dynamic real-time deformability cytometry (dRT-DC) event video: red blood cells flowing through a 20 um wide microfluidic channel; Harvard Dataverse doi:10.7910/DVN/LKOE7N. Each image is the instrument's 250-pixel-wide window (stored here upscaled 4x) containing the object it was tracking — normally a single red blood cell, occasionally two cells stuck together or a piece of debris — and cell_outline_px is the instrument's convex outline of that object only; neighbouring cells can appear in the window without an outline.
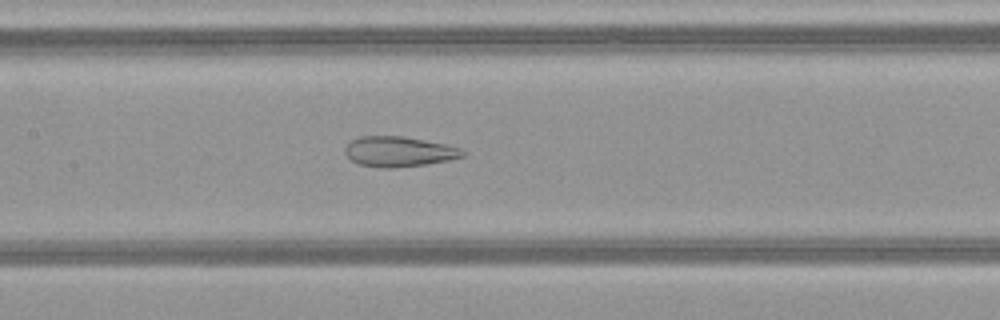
{"species": "common noctule bat (a hibernating species)", "species_latin": "Nyctalus noctula", "temperature_condition": "warm", "stored_images_in_passage": 34, "camera_frame_rate_fps": 3000, "um_per_image_px": 0.085, "animal": {"sex": "female", "body_mass_g": 21.9}, "frame": {"image": 1, "passage_image": 8, "time_ms": 2.333, "image_size_px": [1000, 320], "cell_outline_px": [[468, 152], [464, 156], [448, 160], [428, 164], [388, 168], [380, 168], [360, 164], [352, 160], [344, 152], [344, 148], [352, 140], [360, 136], [404, 136], [444, 144], [460, 148]], "centroid_in_image_um": [33.92, 12.88], "position_along_channel_um": 173.5, "area_um2": 20.63}}
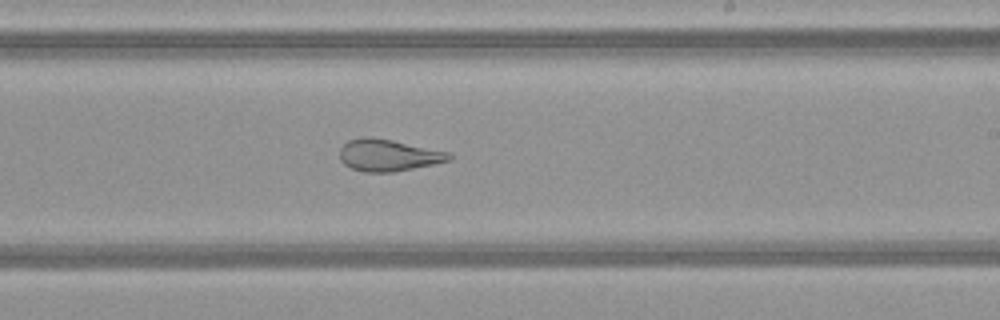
{"frame": {"image": 2, "passage_image": 14, "time_ms": 4.333, "image_size_px": [1000, 320], "cell_outline_px": [[452, 160], [392, 172], [364, 172], [352, 168], [344, 164], [340, 160], [340, 148], [348, 140], [360, 136], [372, 136], [392, 140], [448, 152], [452, 156]], "centroid_in_image_um": [32.96, 13.18], "position_along_channel_um": 256.0, "area_um2": 20.23}}
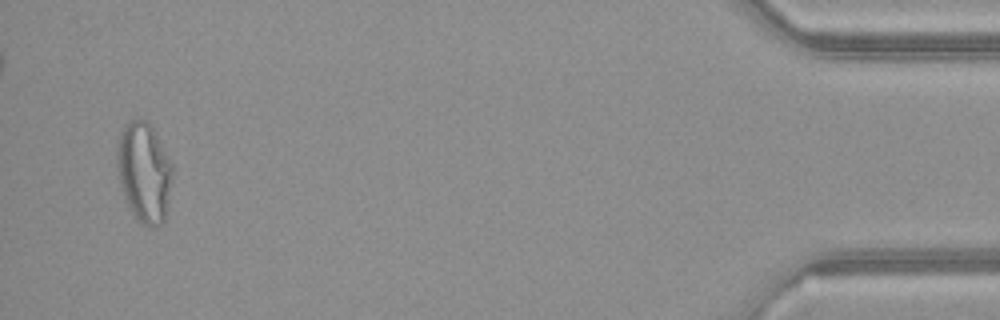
{"frame": {"image": 3, "passage_image": 32, "time_ms": 10.333, "image_size_px": [1000, 320], "cell_outline_px": [[172, 180], [164, 220], [160, 224], [152, 228], [148, 228], [140, 224], [136, 220], [128, 208], [120, 184], [116, 164], [116, 144], [120, 132], [128, 120], [144, 116], [152, 124], [172, 164]], "centroid_in_image_um": [12.22, 14.6], "position_along_channel_um": 423.0, "area_um2": 33.18}}